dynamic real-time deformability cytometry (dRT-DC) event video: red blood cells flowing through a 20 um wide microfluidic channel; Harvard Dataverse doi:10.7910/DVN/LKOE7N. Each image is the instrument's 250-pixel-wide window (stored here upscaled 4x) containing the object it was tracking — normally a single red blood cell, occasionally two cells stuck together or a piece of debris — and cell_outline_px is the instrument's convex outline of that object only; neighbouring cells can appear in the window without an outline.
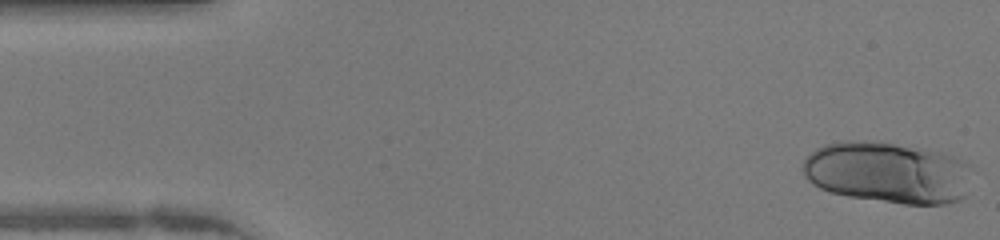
{"species": "human", "species_latin": "Homo sapiens", "temperature_condition": "warm", "stored_images_in_passage": 46, "camera_frame_rate_fps": 3000, "um_per_image_px": 0.085, "donor": {"sex": "female"}, "frame": {"image": 1, "passage_image": 1, "time_ms": 0.0, "image_size_px": [1000, 240], "cell_outline_px": [[968, 164], [964, 196], [960, 200], [948, 204], [904, 204], [848, 196], [832, 192], [820, 188], [812, 184], [804, 176], [804, 160], [816, 148], [824, 144], [840, 140], [880, 140], [924, 148], [956, 156], [964, 160]], "centroid_in_image_um": [75.42, 14.63], "position_along_channel_um": 9.6, "area_um2": 60.86}}